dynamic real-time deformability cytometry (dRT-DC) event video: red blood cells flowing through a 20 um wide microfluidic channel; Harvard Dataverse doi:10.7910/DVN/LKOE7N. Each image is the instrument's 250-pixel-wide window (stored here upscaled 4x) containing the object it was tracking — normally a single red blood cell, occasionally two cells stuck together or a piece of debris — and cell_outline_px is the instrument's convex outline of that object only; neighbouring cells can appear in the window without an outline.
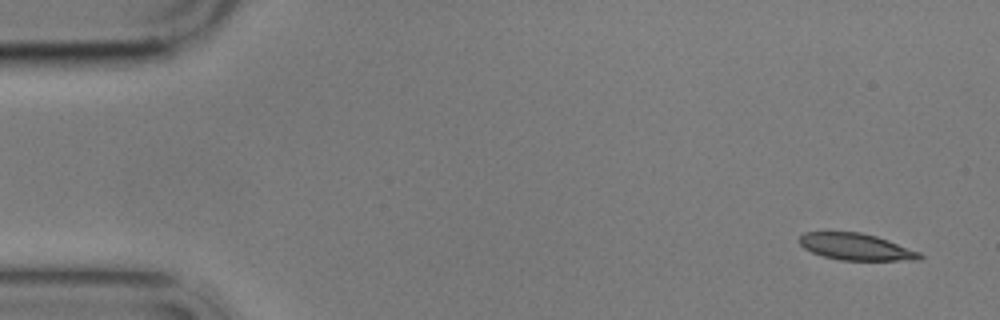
{"species": "common noctule bat (a hibernating species)", "species_latin": "Nyctalus noctula", "temperature_condition": "cold", "stored_images_in_passage": 4, "camera_frame_rate_fps": 3000, "um_per_image_px": 0.085, "animal": {"sex": "male", "body_mass_g": 17.9}, "frame": {"image": 1, "passage_image": 1, "time_ms": 0.0, "image_size_px": [1000, 320], "cell_outline_px": [[924, 256], [920, 260], [840, 260], [824, 256], [812, 252], [804, 248], [800, 244], [800, 236], [804, 232], [860, 232], [876, 236], [888, 240], [920, 252]], "centroid_in_image_um": [72.78, 20.98], "position_along_channel_um": 12.2, "area_um2": 18.61}}
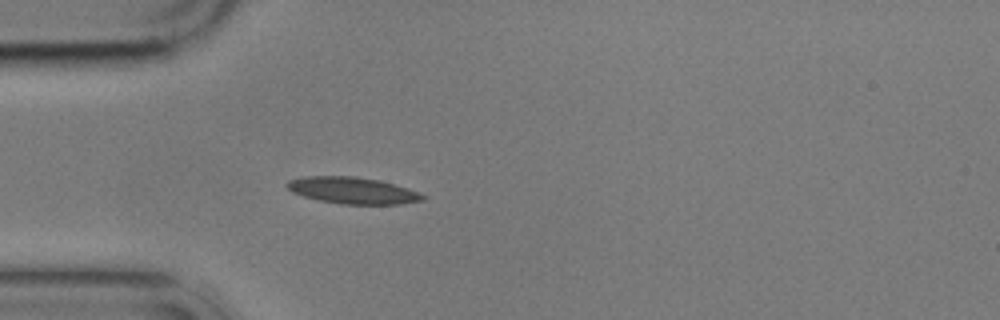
{"frame": {"image": 2, "passage_image": 4, "time_ms": 4.333, "image_size_px": [1000, 320], "cell_outline_px": [[428, 196], [424, 200], [400, 204], [340, 204], [320, 200], [304, 196], [292, 192], [284, 184], [288, 180], [304, 176], [356, 176], [380, 180]], "centroid_in_image_um": [29.93, 16.18], "position_along_channel_um": 55.1, "area_um2": 20.92}}